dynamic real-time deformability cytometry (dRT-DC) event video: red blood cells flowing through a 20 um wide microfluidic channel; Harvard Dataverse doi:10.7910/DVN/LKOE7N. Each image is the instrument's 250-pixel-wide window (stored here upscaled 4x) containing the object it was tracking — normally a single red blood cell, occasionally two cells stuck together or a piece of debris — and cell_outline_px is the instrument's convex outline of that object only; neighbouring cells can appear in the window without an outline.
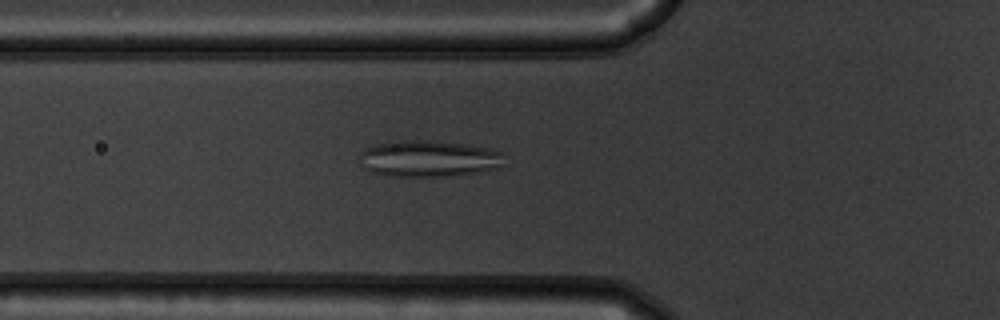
{"species": "common noctule bat (a hibernating species)", "species_latin": "Nyctalus noctula", "temperature_condition": "warm", "stored_images_in_passage": 53, "camera_frame_rate_fps": 3000, "um_per_image_px": 0.085, "animal": {"sex": "male", "body_mass_g": 19.5, "forearm_length_mm": 54.6}, "frame": {"image": 1, "passage_image": 19, "time_ms": 6.0, "image_size_px": [1000, 320], "cell_outline_px": [[504, 168], [452, 176], [392, 176], [372, 172], [364, 168], [360, 164], [360, 152], [364, 148], [380, 144], [400, 140], [432, 140], [464, 144], [488, 148], [504, 152]], "centroid_in_image_um": [36.5, 13.49], "position_along_channel_um": 89.3, "area_um2": 31.1}}
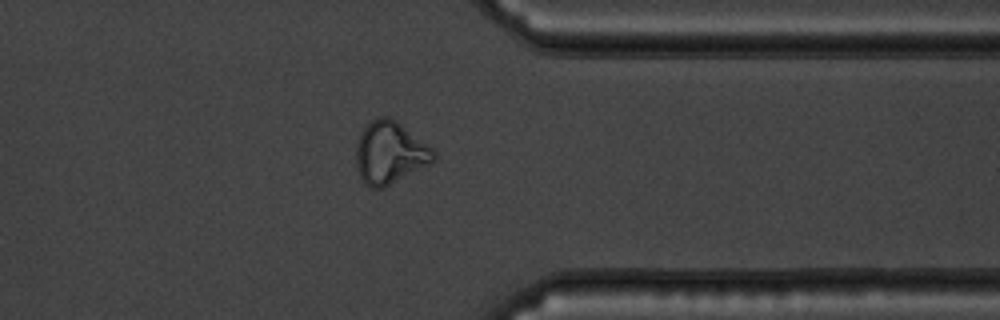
{"frame": {"image": 2, "passage_image": 42, "time_ms": 13.667, "image_size_px": [1000, 320], "cell_outline_px": [[436, 160], [432, 164], [384, 188], [368, 188], [364, 184], [356, 168], [356, 144], [360, 132], [372, 120], [380, 116], [388, 116], [396, 120], [428, 144], [436, 152]], "centroid_in_image_um": [33.15, 13.01], "position_along_channel_um": 378.2, "area_um2": 28.67}}
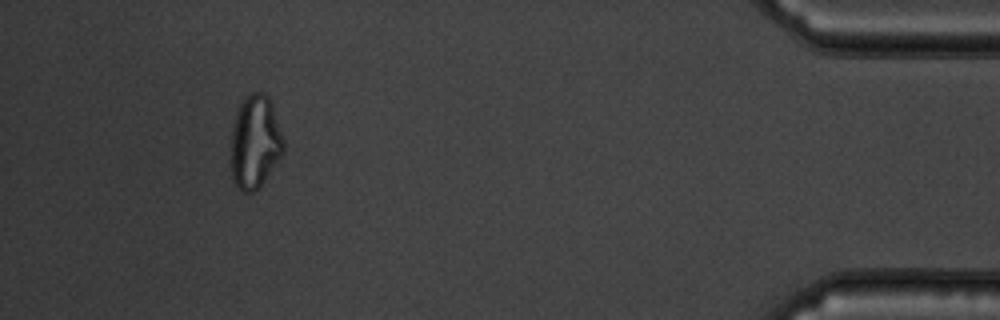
{"frame": {"image": 3, "passage_image": 49, "time_ms": 16.0, "image_size_px": [1000, 320], "cell_outline_px": [[284, 152], [264, 180], [252, 192], [240, 192], [236, 188], [232, 180], [232, 128], [236, 108], [240, 100], [244, 96], [252, 92], [264, 92], [268, 96], [272, 104], [284, 140]], "centroid_in_image_um": [21.66, 12.02], "position_along_channel_um": 413.5, "area_um2": 28.73}, "authors_computed_cell_mechanics": {"area_um2": 28.7266, "velocity_mm_per_s": 3.8371, "shape_relaxation_time_tau1_ms": null, "shape_relaxation_time_tau2_ms": 1.1109, "deformation_change_tau1": null, "deformation_change_tau2": 0.094}}